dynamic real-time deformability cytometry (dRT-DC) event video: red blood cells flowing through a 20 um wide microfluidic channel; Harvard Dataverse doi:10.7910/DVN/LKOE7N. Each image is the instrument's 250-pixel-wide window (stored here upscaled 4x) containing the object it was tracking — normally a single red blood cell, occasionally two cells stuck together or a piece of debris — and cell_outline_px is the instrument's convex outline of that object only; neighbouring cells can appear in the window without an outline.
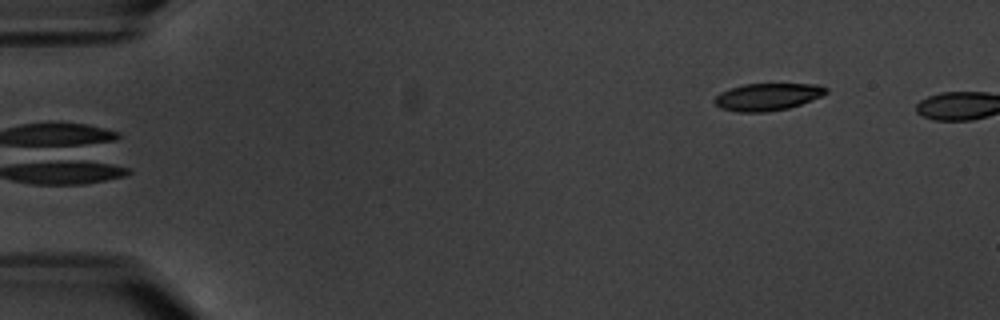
{"species": "common noctule bat (a hibernating species)", "species_latin": "Nyctalus noctula", "temperature_condition": "warm", "stored_images_in_passage": 6, "camera_frame_rate_fps": 3000, "um_per_image_px": 0.085, "animal": {"sex": "male", "body_mass_g": 20.1, "forearm_length_mm": 53.5}, "frame": {"image": 1, "passage_image": 6, "time_ms": 7.0, "image_size_px": [1000, 320], "cell_outline_px": [[828, 92], [824, 96], [788, 108], [768, 112], [736, 112], [720, 108], [712, 100], [720, 92], [744, 84], [820, 84], [828, 88]], "centroid_in_image_um": [65.26, 8.23], "position_along_channel_um": 19.7, "area_um2": 17.86}}